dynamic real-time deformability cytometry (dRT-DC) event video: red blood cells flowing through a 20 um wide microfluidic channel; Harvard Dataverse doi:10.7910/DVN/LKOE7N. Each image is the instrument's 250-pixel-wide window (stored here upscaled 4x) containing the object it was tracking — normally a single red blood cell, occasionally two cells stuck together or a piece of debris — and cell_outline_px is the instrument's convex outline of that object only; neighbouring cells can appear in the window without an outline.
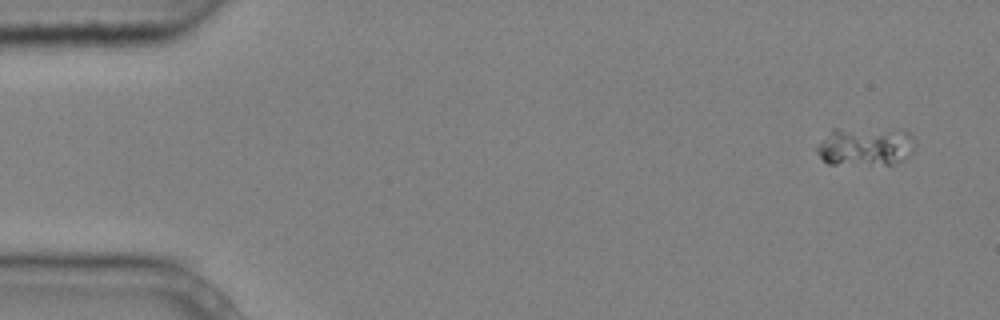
{"species": "common noctule bat (a hibernating species)", "species_latin": "Nyctalus noctula", "temperature_condition": "cold", "stored_images_in_passage": 4, "camera_frame_rate_fps": 3000, "um_per_image_px": 0.085, "animal": {"sex": "male", "body_mass_g": 20.4}, "frame": {"image": 1, "passage_image": 1, "time_ms": 0.0, "image_size_px": [1000, 320], "cell_outline_px": [[916, 144], [912, 152], [900, 160], [892, 164], [828, 164], [820, 156], [816, 148], [832, 128], [896, 128], [908, 132], [912, 136]], "centroid_in_image_um": [73.58, 12.41], "position_along_channel_um": 11.4, "area_um2": 22.31}}